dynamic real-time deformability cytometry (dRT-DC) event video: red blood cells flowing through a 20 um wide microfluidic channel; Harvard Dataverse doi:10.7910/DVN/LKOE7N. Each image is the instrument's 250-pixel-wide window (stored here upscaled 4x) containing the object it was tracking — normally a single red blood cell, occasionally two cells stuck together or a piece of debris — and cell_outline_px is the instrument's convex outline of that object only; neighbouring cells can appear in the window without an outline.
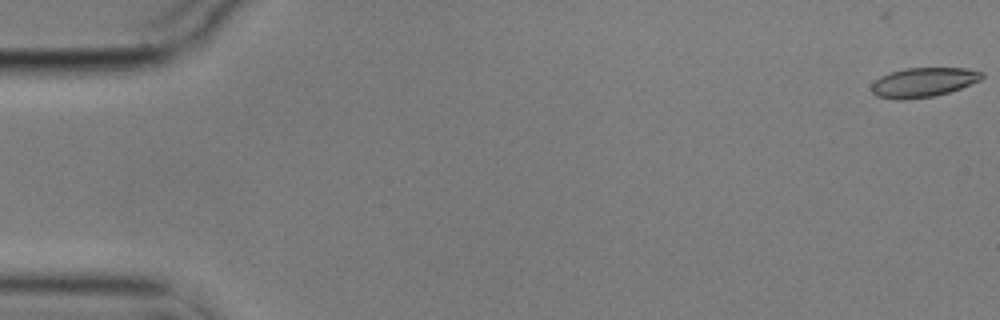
{"species": "common noctule bat (a hibernating species)", "species_latin": "Nyctalus noctula", "temperature_condition": "cold", "stored_images_in_passage": 15, "camera_frame_rate_fps": 3000, "um_per_image_px": 0.085, "animal": {"sex": "male", "body_mass_g": 17.9}, "frame": {"image": 1, "passage_image": 1, "time_ms": 0.0, "image_size_px": [1000, 320], "cell_outline_px": [[972, 80], [956, 88], [944, 92], [924, 96], [888, 96], [924, 68], [952, 68], [968, 72]], "centroid_in_image_um": [79.3, 6.99], "position_along_channel_um": 5.7, "area_um2": 10.69}}
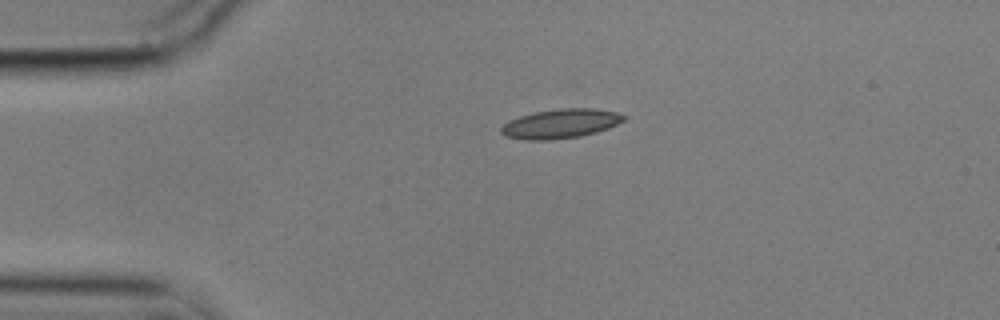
{"frame": {"image": 2, "passage_image": 13, "time_ms": 4.0, "image_size_px": [1000, 320], "cell_outline_px": [[616, 120], [612, 124], [588, 132], [568, 136], [520, 136], [548, 112], [604, 112], [616, 116]], "centroid_in_image_um": [48.4, 10.51], "position_along_channel_um": 36.6, "area_um2": 11.96}}